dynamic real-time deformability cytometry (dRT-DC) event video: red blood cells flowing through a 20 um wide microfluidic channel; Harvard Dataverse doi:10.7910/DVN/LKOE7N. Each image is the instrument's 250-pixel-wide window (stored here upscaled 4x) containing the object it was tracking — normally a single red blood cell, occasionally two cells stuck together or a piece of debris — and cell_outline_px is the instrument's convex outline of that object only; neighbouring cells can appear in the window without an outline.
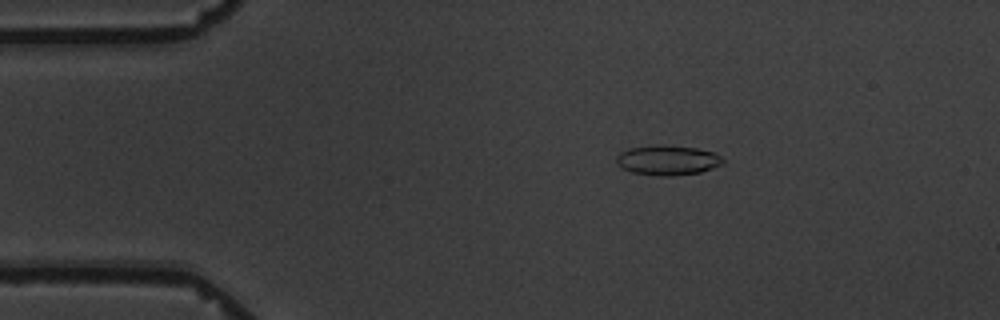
{"species": "common noctule bat (a hibernating species)", "species_latin": "Nyctalus noctula", "temperature_condition": "warm", "stored_images_in_passage": 8, "camera_frame_rate_fps": 3000, "um_per_image_px": 0.085, "animal": {"sex": "male", "body_mass_g": 19.5, "forearm_length_mm": 54.6}, "frame": {"image": 1, "passage_image": 3, "time_ms": 2.0, "image_size_px": [1000, 320], "cell_outline_px": [[724, 164], [700, 172], [672, 176], [660, 176], [632, 172], [624, 168], [616, 160], [616, 156], [620, 152], [628, 148], [660, 144], [696, 148], [712, 152], [720, 156], [724, 160]], "centroid_in_image_um": [56.76, 13.61], "position_along_channel_um": 28.2, "area_um2": 18.44}}
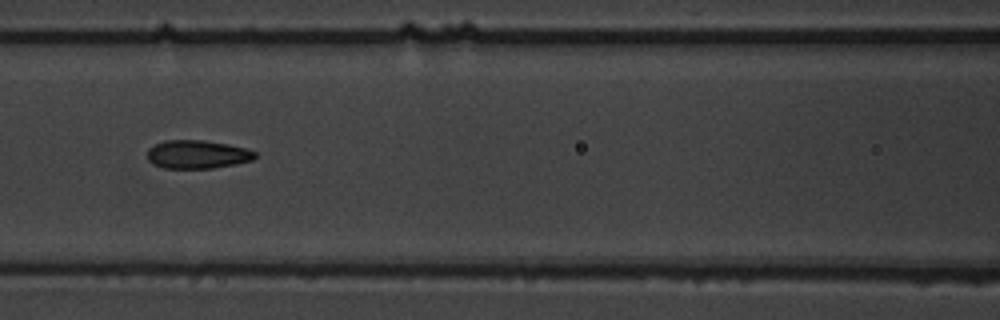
{"frame": {"image": 2, "passage_image": 7, "time_ms": 7.0, "image_size_px": [1000, 320], "cell_outline_px": [[256, 156], [252, 160], [236, 164], [212, 168], [164, 168], [152, 164], [148, 160], [148, 148], [164, 140], [204, 140], [228, 144], [244, 148], [256, 152]], "centroid_in_image_um": [16.76, 13.12], "position_along_channel_um": 149.8, "area_um2": 17.8}}
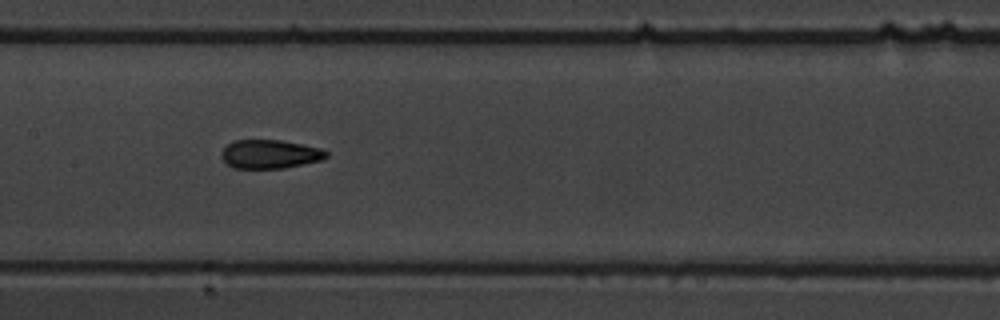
{"frame": {"image": 3, "passage_image": 8, "time_ms": 8.0, "image_size_px": [1000, 320], "cell_outline_px": [[328, 156], [320, 160], [284, 168], [232, 168], [220, 156], [220, 152], [232, 140], [280, 140], [320, 148], [328, 152]], "centroid_in_image_um": [22.9, 13.1], "position_along_channel_um": 184.5, "area_um2": 17.46}}